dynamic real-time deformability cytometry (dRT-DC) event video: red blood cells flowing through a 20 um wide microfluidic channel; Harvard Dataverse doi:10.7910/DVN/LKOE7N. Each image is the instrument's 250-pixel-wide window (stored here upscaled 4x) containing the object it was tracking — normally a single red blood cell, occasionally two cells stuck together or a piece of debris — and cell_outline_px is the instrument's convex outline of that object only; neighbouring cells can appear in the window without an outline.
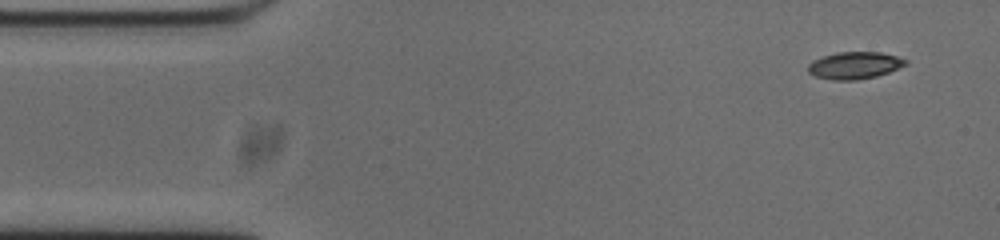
{"species": "common noctule bat (a hibernating species)", "species_latin": "Nyctalus noctula", "temperature_condition": "cold", "stored_images_in_passage": 51, "camera_frame_rate_fps": 3000, "um_per_image_px": 0.085, "animal": {"sex": "male", "body_mass_g": 20.0, "forearm_length_mm": 53.3}, "frame": {"image": 1, "passage_image": 1, "time_ms": 0.0, "image_size_px": [1000, 240], "cell_outline_px": [[908, 64], [888, 72], [876, 76], [856, 80], [832, 80], [816, 76], [808, 72], [808, 64], [812, 60], [836, 52], [880, 52], [896, 56], [908, 60]], "centroid_in_image_um": [72.64, 5.55], "position_along_channel_um": 12.4, "area_um2": 15.37}}
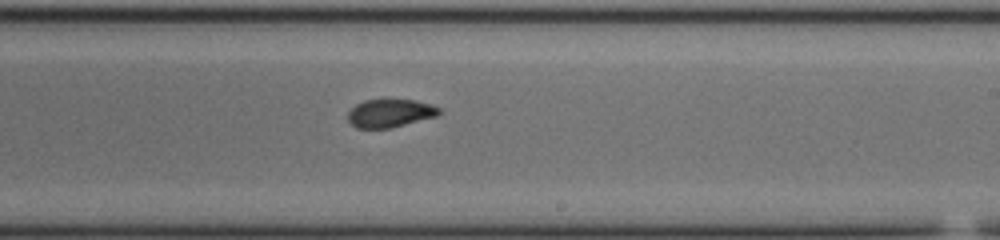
{"frame": {"image": 2, "passage_image": 28, "time_ms": 9.0, "image_size_px": [1000, 240], "cell_outline_px": [[440, 112], [436, 116], [392, 128], [356, 128], [348, 120], [348, 112], [356, 104], [364, 100], [416, 100], [432, 104], [440, 108]], "centroid_in_image_um": [33.16, 9.62], "position_along_channel_um": 255.8, "area_um2": 14.91}}
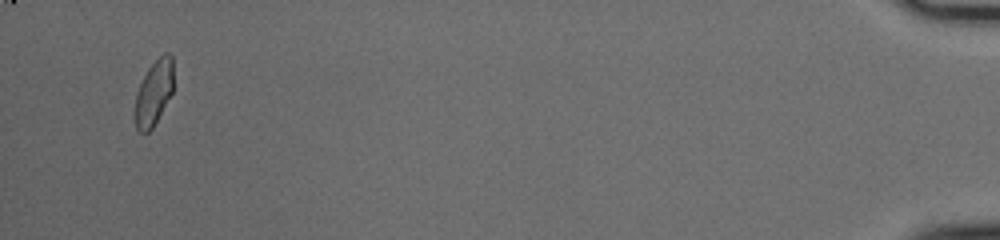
{"frame": {"image": 3, "passage_image": 49, "time_ms": 16.0, "image_size_px": [1000, 240], "cell_outline_px": [[172, 92], [152, 128], [148, 132], [140, 132], [136, 128], [136, 92], [148, 68], [164, 52], [168, 52], [172, 56]], "centroid_in_image_um": [13.08, 7.86], "position_along_channel_um": 422.1, "area_um2": 14.1}, "authors_computed_cell_mechanics": {"area_um2": 15.5482, "velocity_mm_per_s": 3.7328, "shape_relaxation_time_tau1_ms": null, "shape_relaxation_time_tau2_ms": 2.3039, "deformation_change_tau1": null, "deformation_change_tau2": 0.0693}}